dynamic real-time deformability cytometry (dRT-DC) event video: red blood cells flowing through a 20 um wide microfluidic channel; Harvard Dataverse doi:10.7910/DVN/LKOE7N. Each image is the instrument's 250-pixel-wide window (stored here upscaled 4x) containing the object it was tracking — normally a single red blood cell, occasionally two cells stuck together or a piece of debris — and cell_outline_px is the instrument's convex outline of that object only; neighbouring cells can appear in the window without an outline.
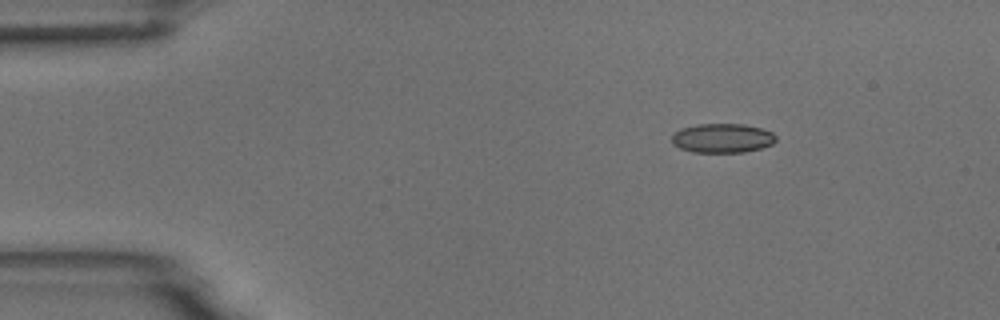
{"species": "common noctule bat (a hibernating species)", "species_latin": "Nyctalus noctula", "temperature_condition": "room temperature", "stored_images_in_passage": 4, "camera_frame_rate_fps": 3000, "um_per_image_px": 0.085, "animal": {"sex": "male", "body_mass_g": 18.8}, "frame": {"image": 1, "passage_image": 1, "time_ms": 0.0, "image_size_px": [1000, 320], "cell_outline_px": [[776, 140], [772, 144], [760, 148], [744, 152], [692, 152], [680, 148], [672, 144], [672, 136], [680, 128], [696, 124], [744, 124], [760, 128], [772, 132], [776, 136]], "centroid_in_image_um": [61.38, 11.74], "position_along_channel_um": 23.6, "area_um2": 17.74}}
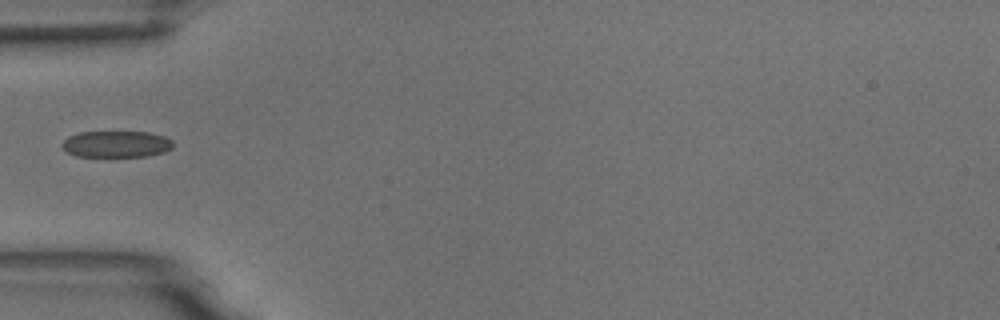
{"frame": {"image": 2, "passage_image": 4, "time_ms": 3.333, "image_size_px": [1000, 320], "cell_outline_px": [[172, 148], [164, 152], [148, 156], [76, 156], [60, 148], [60, 144], [68, 136], [80, 132], [148, 132], [164, 136], [172, 140]], "centroid_in_image_um": [9.86, 12.25], "position_along_channel_um": 75.1, "area_um2": 17.17}}